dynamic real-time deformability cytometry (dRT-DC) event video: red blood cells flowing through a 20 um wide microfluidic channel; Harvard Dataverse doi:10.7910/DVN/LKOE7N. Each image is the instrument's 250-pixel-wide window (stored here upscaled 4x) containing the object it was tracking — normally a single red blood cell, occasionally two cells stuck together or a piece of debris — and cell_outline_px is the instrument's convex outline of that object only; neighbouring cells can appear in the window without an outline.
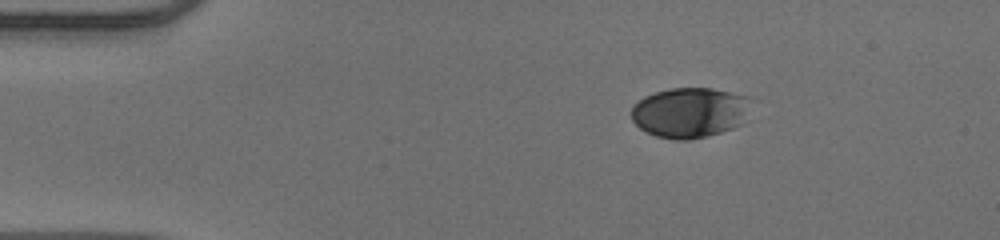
{"species": "human", "species_latin": "Homo sapiens", "temperature_condition": "warm", "stored_images_in_passage": 44, "camera_frame_rate_fps": 3000, "um_per_image_px": 0.085, "donor": {"sex": "male"}, "frame": {"image": 1, "passage_image": 1, "time_ms": 0.0, "image_size_px": [1000, 240], "cell_outline_px": [[756, 100], [740, 124], [732, 128], [708, 136], [688, 140], [676, 140], [656, 136], [640, 128], [632, 120], [632, 104], [644, 96], [668, 88], [712, 88], [748, 96]], "centroid_in_image_um": [58.66, 9.55], "position_along_channel_um": 26.3, "area_um2": 35.37}}
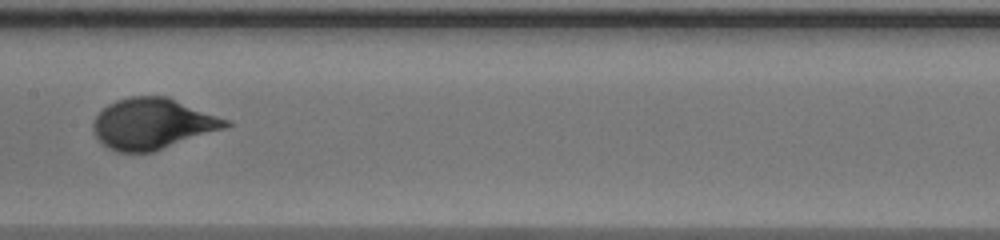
{"frame": {"image": 2, "passage_image": 19, "time_ms": 6.0, "image_size_px": [1000, 240], "cell_outline_px": [[232, 124], [228, 128], [152, 152], [116, 152], [108, 148], [96, 136], [92, 128], [92, 124], [96, 116], [108, 104], [116, 100], [132, 96], [168, 96], [232, 120]], "centroid_in_image_um": [13.04, 10.51], "position_along_channel_um": 194.4, "area_um2": 39.71}}
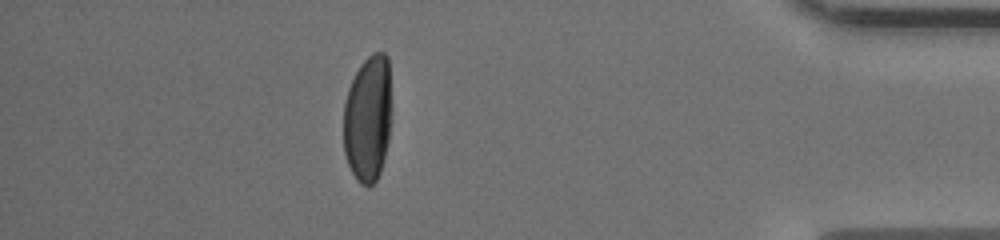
{"frame": {"image": 3, "passage_image": 38, "time_ms": 12.333, "image_size_px": [1000, 240], "cell_outline_px": [[392, 120], [388, 140], [380, 172], [376, 180], [372, 184], [360, 184], [356, 180], [348, 164], [344, 152], [344, 104], [348, 88], [360, 64], [372, 52], [384, 52], [388, 56], [392, 104]], "centroid_in_image_um": [31.3, 10.02], "position_along_channel_um": 403.9, "area_um2": 36.07}, "authors_computed_cell_mechanics": {"area_um2": 37.57, "velocity_mm_per_s": 3.998, "shape_relaxation_time_tau1_ms": 3.6691, "shape_relaxation_time_tau2_ms": null, "deformation_change_tau1": 0.2111, "deformation_change_tau2": null}}